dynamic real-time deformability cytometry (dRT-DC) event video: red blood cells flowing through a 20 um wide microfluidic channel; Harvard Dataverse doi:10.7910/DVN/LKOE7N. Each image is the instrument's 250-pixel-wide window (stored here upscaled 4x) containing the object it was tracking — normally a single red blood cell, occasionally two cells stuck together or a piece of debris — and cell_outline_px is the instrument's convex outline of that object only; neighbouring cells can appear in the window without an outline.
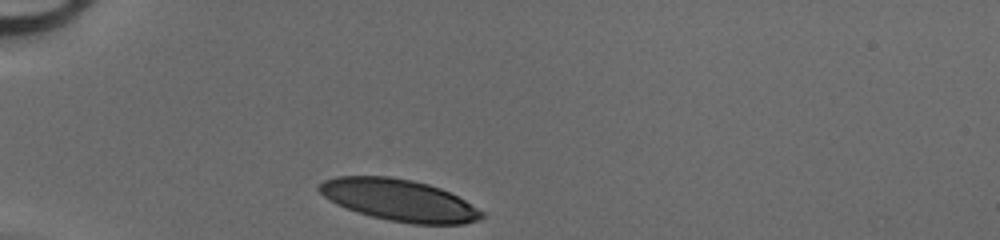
{"species": "human", "species_latin": "Homo sapiens", "temperature_condition": "cold", "stored_images_in_passage": 27, "camera_frame_rate_fps": 3000, "um_per_image_px": 0.085, "donor": {"sex": "male"}, "frame": {"image": 1, "passage_image": 1, "time_ms": 0.0, "image_size_px": [1000, 240], "cell_outline_px": [[484, 216], [476, 220], [464, 224], [412, 224], [388, 220], [356, 212], [336, 204], [328, 200], [316, 188], [324, 180], [336, 176], [388, 176], [412, 180], [428, 184], [440, 188], [464, 200], [484, 212]], "centroid_in_image_um": [33.89, 17.01], "position_along_channel_um": 51.1, "area_um2": 39.36}}
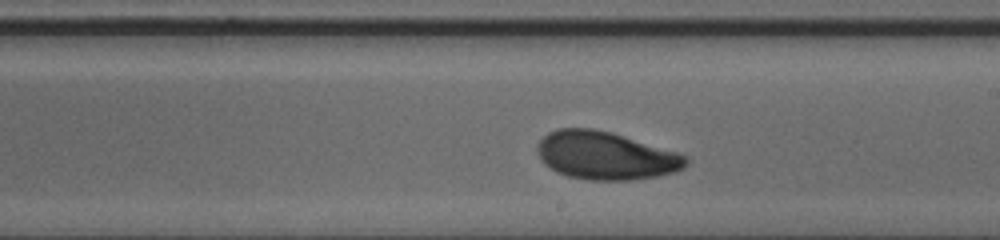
{"frame": {"image": 2, "passage_image": 16, "time_ms": 5.0, "image_size_px": [1000, 240], "cell_outline_px": [[688, 164], [684, 168], [676, 172], [636, 180], [588, 180], [568, 176], [556, 172], [544, 164], [540, 160], [536, 152], [536, 144], [548, 132], [556, 128], [592, 128], [612, 132], [676, 152], [688, 156]], "centroid_in_image_um": [51.45, 13.23], "position_along_channel_um": 237.6, "area_um2": 41.91}}
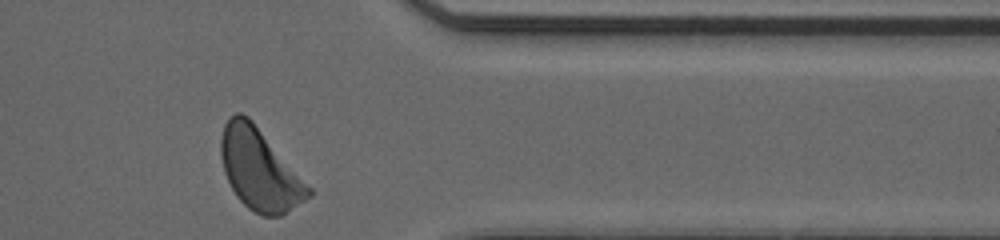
{"frame": {"image": 3, "passage_image": 27, "time_ms": 8.667, "image_size_px": [1000, 240], "cell_outline_px": [[312, 196], [280, 216], [264, 216], [248, 208], [236, 196], [224, 172], [220, 156], [220, 140], [224, 124], [228, 116], [236, 112], [240, 112], [248, 116], [252, 120], [312, 188]], "centroid_in_image_um": [22.05, 14.39], "position_along_channel_um": 389.3, "area_um2": 41.44}}